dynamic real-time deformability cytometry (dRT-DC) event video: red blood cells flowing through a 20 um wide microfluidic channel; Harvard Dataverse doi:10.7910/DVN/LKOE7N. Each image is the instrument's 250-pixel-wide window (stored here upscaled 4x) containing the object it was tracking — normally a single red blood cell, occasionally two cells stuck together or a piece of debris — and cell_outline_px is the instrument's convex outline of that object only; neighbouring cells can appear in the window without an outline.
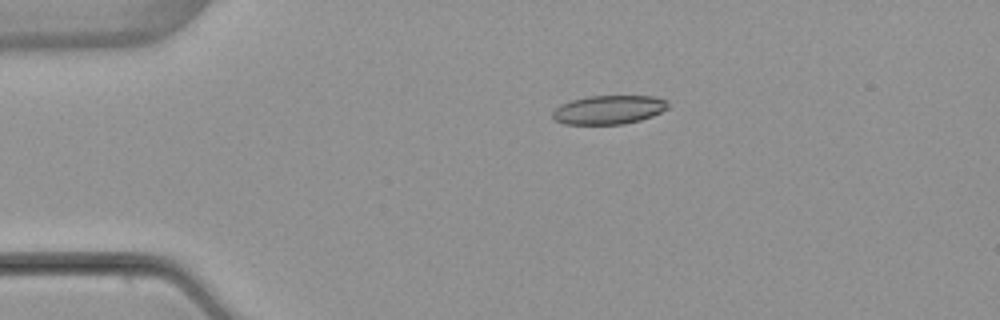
{"species": "common noctule bat (a hibernating species)", "species_latin": "Nyctalus noctula", "temperature_condition": "warm", "stored_images_in_passage": 5, "camera_frame_rate_fps": 3000, "um_per_image_px": 0.085, "animal": {"sex": "female", "body_mass_g": 22.7, "forearm_length_mm": 54.2}, "frame": {"image": 1, "passage_image": 3, "time_ms": 2.333, "image_size_px": [1000, 320], "cell_outline_px": [[668, 108], [652, 116], [640, 120], [624, 124], [564, 124], [556, 120], [552, 116], [552, 112], [560, 104], [572, 100], [588, 96], [652, 96], [668, 100]], "centroid_in_image_um": [51.75, 9.32], "position_along_channel_um": 33.3, "area_um2": 19.36}}
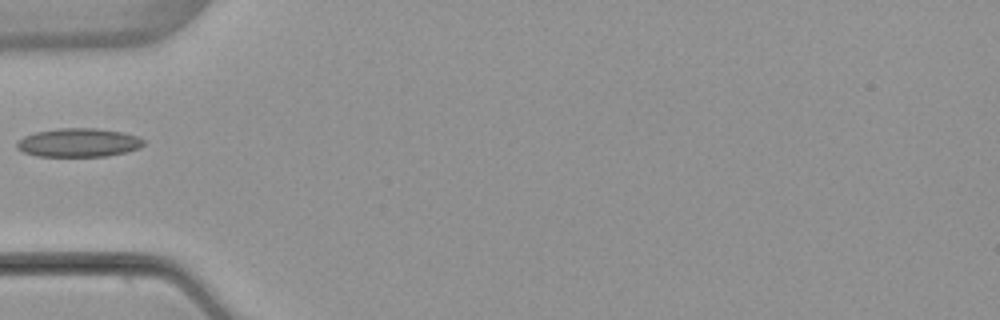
{"frame": {"image": 2, "passage_image": 5, "time_ms": 4.667, "image_size_px": [1000, 320], "cell_outline_px": [[144, 144], [140, 148], [124, 152], [104, 156], [36, 156], [24, 152], [16, 148], [16, 140], [24, 136], [36, 132], [60, 128], [96, 128], [120, 132], [136, 136], [144, 140]], "centroid_in_image_um": [6.63, 12.12], "position_along_channel_um": 78.4, "area_um2": 21.04}}